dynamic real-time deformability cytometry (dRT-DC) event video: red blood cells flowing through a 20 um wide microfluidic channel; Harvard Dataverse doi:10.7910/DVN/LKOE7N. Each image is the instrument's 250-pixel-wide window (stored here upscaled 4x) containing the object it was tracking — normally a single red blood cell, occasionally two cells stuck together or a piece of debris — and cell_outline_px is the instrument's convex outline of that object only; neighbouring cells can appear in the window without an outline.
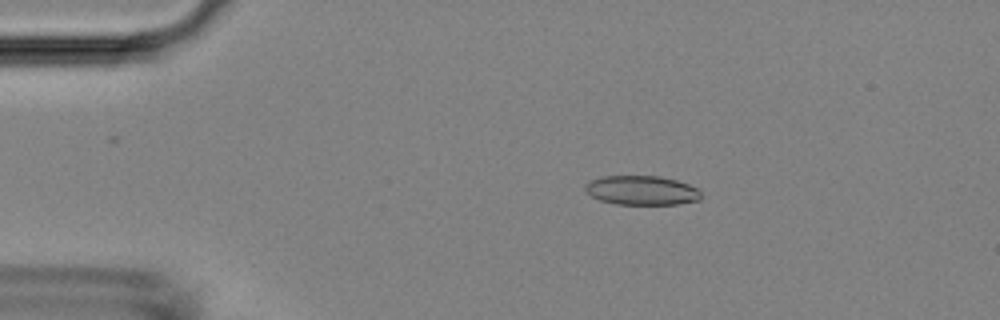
{"species": "Egyptian fruit bat (a non-hibernating species)", "species_latin": "Rousettus aegyptiacus", "temperature_condition": "room temperature", "stored_images_in_passage": 53, "camera_frame_rate_fps": 3000, "um_per_image_px": 0.085, "animal": {"sex": "female"}, "frame": {"image": 1, "passage_image": 10, "time_ms": 3.0, "image_size_px": [1000, 320], "cell_outline_px": [[700, 200], [680, 204], [616, 204], [600, 200], [592, 196], [584, 188], [584, 184], [592, 180], [604, 176], [660, 176], [676, 180], [700, 188]], "centroid_in_image_um": [54.57, 16.18], "position_along_channel_um": 30.4, "area_um2": 19.77}}
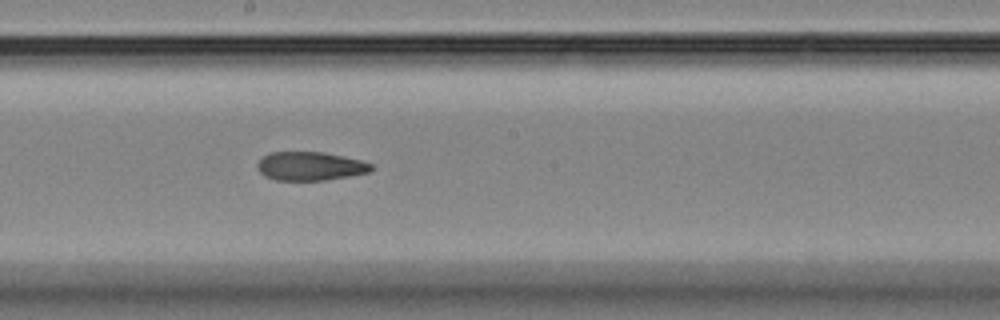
{"frame": {"image": 2, "passage_image": 29, "time_ms": 9.333, "image_size_px": [1000, 320], "cell_outline_px": [[372, 168], [368, 172], [348, 176], [324, 180], [276, 180], [264, 176], [256, 168], [256, 164], [268, 152], [324, 152], [344, 156], [360, 160], [372, 164]], "centroid_in_image_um": [26.32, 14.11], "position_along_channel_um": 221.9, "area_um2": 18.96}}
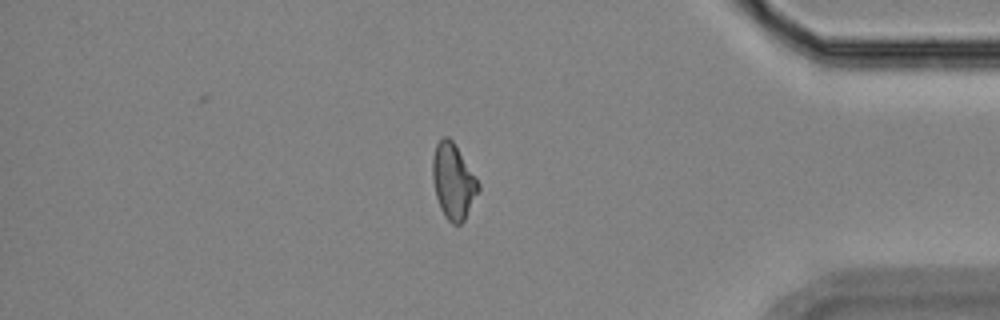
{"frame": {"image": 3, "passage_image": 45, "time_ms": 14.667, "image_size_px": [1000, 320], "cell_outline_px": [[480, 188], [464, 220], [460, 224], [452, 224], [444, 216], [440, 208], [436, 196], [432, 180], [432, 160], [436, 144], [444, 136], [448, 136], [452, 140], [480, 184]], "centroid_in_image_um": [38.51, 15.42], "position_along_channel_um": 396.7, "area_um2": 19.88}, "authors_computed_cell_mechanics": {"area_um2": 19.9988, "velocity_mm_per_s": 3.8118, "shape_relaxation_time_tau1_ms": null, "shape_relaxation_time_tau2_ms": 7.681, "deformation_change_tau1": null, "deformation_change_tau2": 0.1582}}